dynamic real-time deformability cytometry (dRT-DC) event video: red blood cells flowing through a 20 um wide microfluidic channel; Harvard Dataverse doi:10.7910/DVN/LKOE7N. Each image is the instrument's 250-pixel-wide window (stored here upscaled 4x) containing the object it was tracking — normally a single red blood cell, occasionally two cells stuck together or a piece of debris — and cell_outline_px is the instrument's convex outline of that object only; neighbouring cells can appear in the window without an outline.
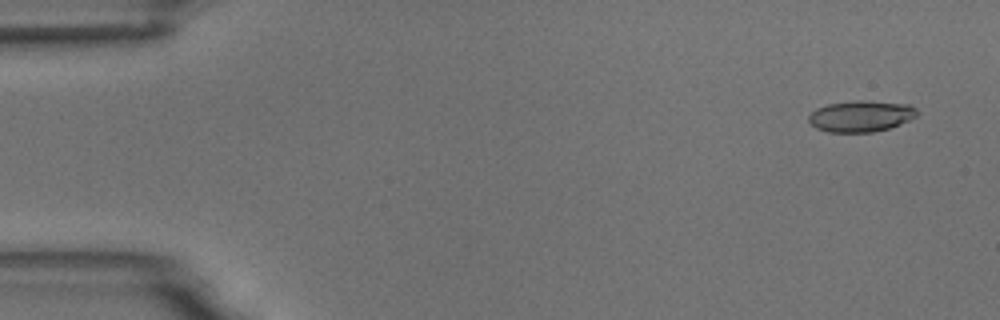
{"species": "common noctule bat (a hibernating species)", "species_latin": "Nyctalus noctula", "temperature_condition": "room temperature", "stored_images_in_passage": 5, "camera_frame_rate_fps": 3000, "um_per_image_px": 0.085, "animal": {"sex": "male", "body_mass_g": 18.8}, "frame": {"image": 1, "passage_image": 1, "time_ms": 0.0, "image_size_px": [1000, 320], "cell_outline_px": [[916, 116], [900, 124], [888, 128], [872, 132], [828, 132], [816, 128], [808, 120], [808, 116], [816, 108], [828, 104], [856, 100], [864, 100], [908, 104], [916, 108]], "centroid_in_image_um": [73.15, 9.87], "position_along_channel_um": 11.8, "area_um2": 19.59}}
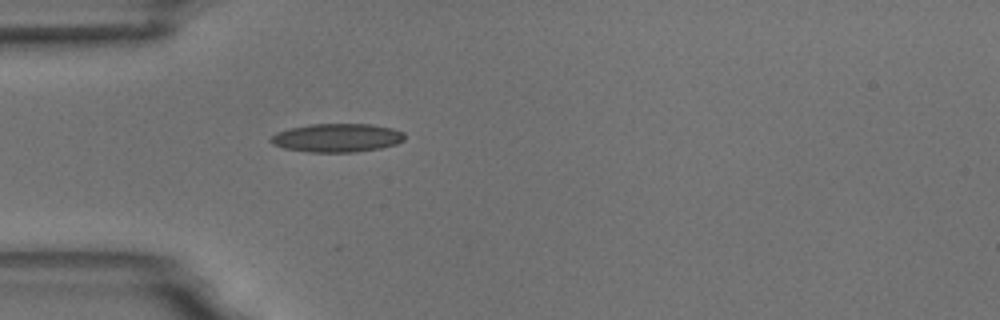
{"frame": {"image": 2, "passage_image": 5, "time_ms": 4.333, "image_size_px": [1000, 320], "cell_outline_px": [[404, 140], [396, 144], [380, 148], [356, 152], [308, 152], [284, 148], [272, 144], [268, 140], [276, 132], [308, 124], [372, 124], [392, 128], [404, 132]], "centroid_in_image_um": [28.64, 11.71], "position_along_channel_um": 56.4, "area_um2": 22.31}}